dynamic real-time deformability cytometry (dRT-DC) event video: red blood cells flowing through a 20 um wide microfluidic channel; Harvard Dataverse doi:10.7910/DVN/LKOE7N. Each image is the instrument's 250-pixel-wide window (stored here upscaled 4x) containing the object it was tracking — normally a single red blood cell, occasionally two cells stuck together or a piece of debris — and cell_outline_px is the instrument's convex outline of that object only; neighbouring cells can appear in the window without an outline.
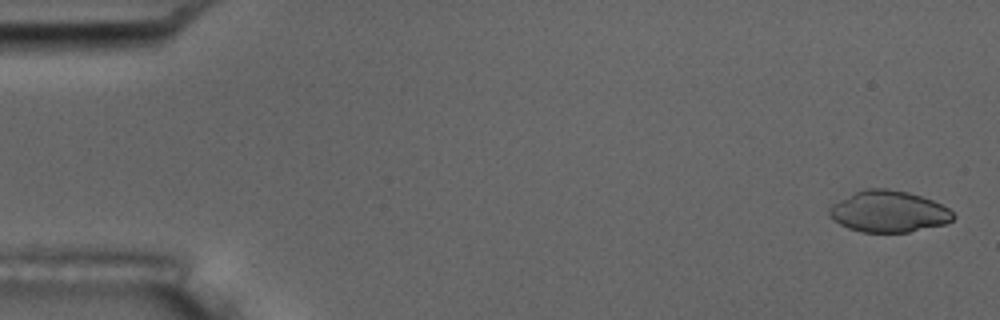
{"species": "common noctule bat (a hibernating species)", "species_latin": "Nyctalus noctula", "temperature_condition": "room temperature", "stored_images_in_passage": 18, "camera_frame_rate_fps": 3000, "um_per_image_px": 0.085, "animal": {"sex": "male", "body_mass_g": 17.5, "forearm_length_mm": 52.3}, "frame": {"image": 1, "passage_image": 2, "time_ms": 0.333, "image_size_px": [1000, 320], "cell_outline_px": [[956, 216], [952, 220], [944, 224], [908, 232], [860, 232], [848, 228], [832, 220], [828, 212], [828, 208], [832, 204], [864, 188], [888, 188], [908, 192], [932, 200], [948, 208]], "centroid_in_image_um": [75.51, 17.98], "position_along_channel_um": 9.5, "area_um2": 29.82}}
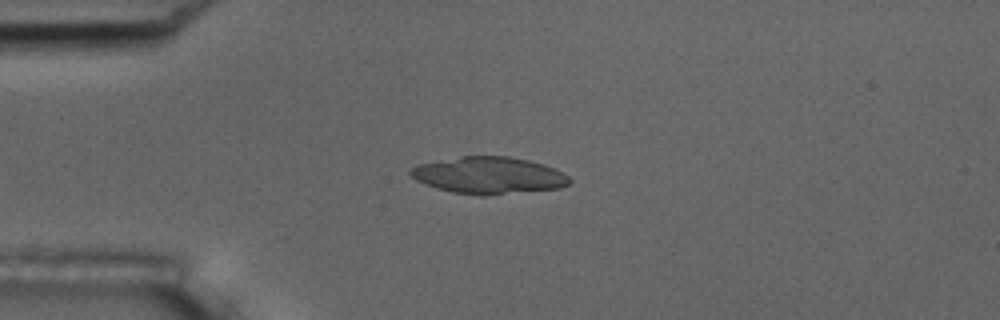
{"frame": {"image": 2, "passage_image": 14, "time_ms": 4.333, "image_size_px": [1000, 320], "cell_outline_px": [[572, 180], [568, 184], [560, 188], [484, 196], [480, 196], [452, 192], [436, 188], [416, 180], [408, 172], [416, 164], [460, 156], [508, 156], [528, 160], [544, 164], [564, 172]], "centroid_in_image_um": [41.55, 14.9], "position_along_channel_um": 43.5, "area_um2": 34.39}}